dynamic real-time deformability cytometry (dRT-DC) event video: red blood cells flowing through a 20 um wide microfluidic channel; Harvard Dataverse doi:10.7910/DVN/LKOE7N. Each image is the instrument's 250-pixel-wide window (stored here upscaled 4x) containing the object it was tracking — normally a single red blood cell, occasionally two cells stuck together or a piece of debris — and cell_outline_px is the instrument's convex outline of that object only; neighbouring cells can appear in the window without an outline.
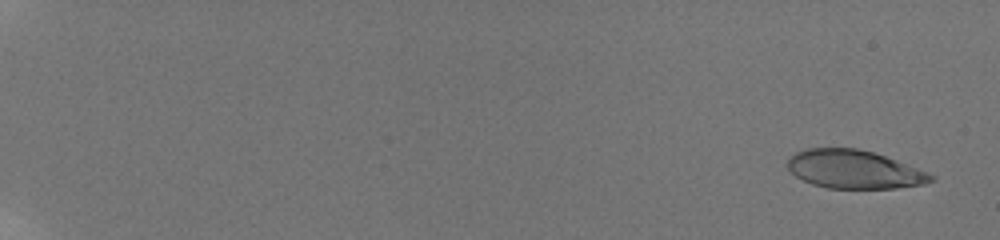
{"species": "human", "species_latin": "Homo sapiens", "temperature_condition": "room temperature", "stored_images_in_passage": 9, "camera_frame_rate_fps": 3000, "um_per_image_px": 0.085, "donor": {"sex": "male"}, "frame": {"image": 1, "passage_image": 5, "time_ms": 0.667, "image_size_px": [1000, 240], "cell_outline_px": [[936, 176], [932, 180], [924, 184], [896, 188], [828, 188], [812, 184], [796, 176], [788, 168], [788, 160], [796, 152], [808, 148], [856, 148], [872, 152], [896, 160], [928, 172]], "centroid_in_image_um": [72.61, 14.4], "position_along_channel_um": 12.4, "area_um2": 31.73}}